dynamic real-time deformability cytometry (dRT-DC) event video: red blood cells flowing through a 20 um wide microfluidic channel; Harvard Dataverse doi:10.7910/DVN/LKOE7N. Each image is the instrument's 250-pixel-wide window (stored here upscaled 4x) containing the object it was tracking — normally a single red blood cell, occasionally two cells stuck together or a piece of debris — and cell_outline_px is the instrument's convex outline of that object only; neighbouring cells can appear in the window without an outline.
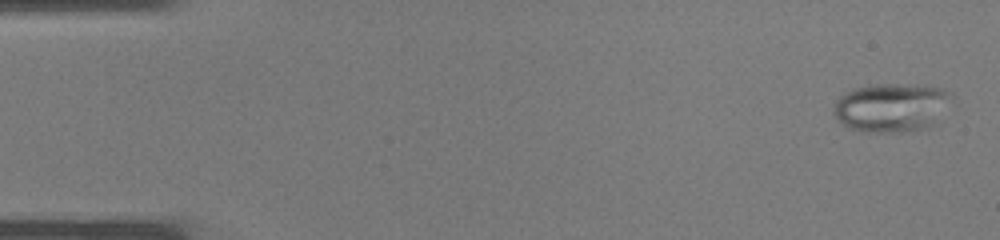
{"species": "common noctule bat (a hibernating species)", "species_latin": "Nyctalus noctula", "temperature_condition": "warm", "stored_images_in_passage": 37, "camera_frame_rate_fps": 3000, "um_per_image_px": 0.085, "animal": {"sex": "male", "body_mass_g": 19.0, "forearm_length_mm": 50.8}, "frame": {"image": 1, "passage_image": 1, "time_ms": 0.0, "image_size_px": [1000, 240], "cell_outline_px": [[952, 92], [932, 124], [928, 128], [888, 132], [868, 132], [848, 128], [832, 112], [836, 100], [844, 92], [852, 88], [868, 84], [924, 84], [940, 88]], "centroid_in_image_um": [75.67, 9.09], "position_along_channel_um": 9.3, "area_um2": 33.06}}
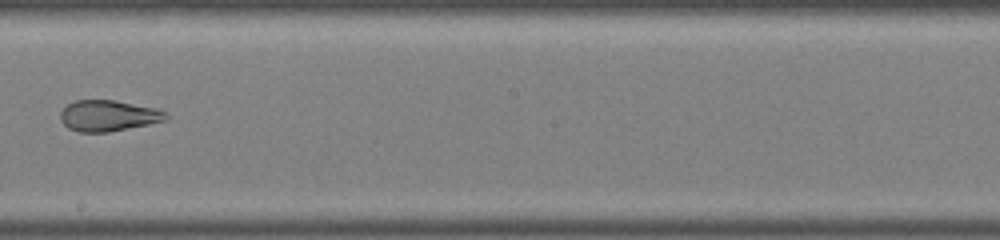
{"frame": {"image": 2, "passage_image": 21, "time_ms": 6.667, "image_size_px": [1000, 240], "cell_outline_px": [[168, 120], [108, 132], [80, 132], [68, 128], [60, 120], [60, 112], [68, 104], [76, 100], [116, 100], [156, 108], [164, 112], [168, 116]], "centroid_in_image_um": [9.2, 9.83], "position_along_channel_um": 239.0, "area_um2": 19.02}}
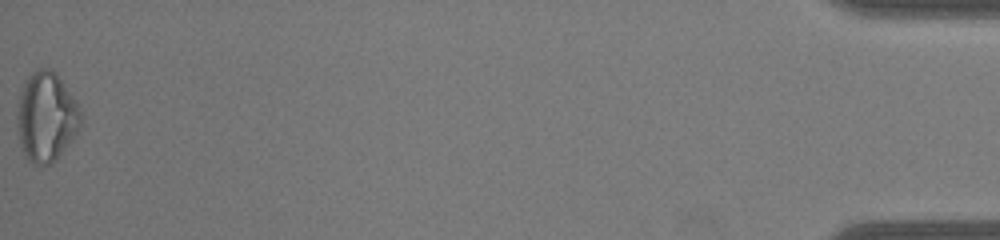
{"frame": {"image": 3, "passage_image": 37, "time_ms": 12.0, "image_size_px": [1000, 240], "cell_outline_px": [[84, 124], [56, 160], [52, 164], [36, 164], [28, 160], [20, 144], [16, 116], [20, 96], [24, 84], [28, 76], [36, 68], [52, 68], [56, 72], [76, 100], [84, 120]], "centroid_in_image_um": [3.97, 9.92], "position_along_channel_um": 431.2, "area_um2": 33.47}}